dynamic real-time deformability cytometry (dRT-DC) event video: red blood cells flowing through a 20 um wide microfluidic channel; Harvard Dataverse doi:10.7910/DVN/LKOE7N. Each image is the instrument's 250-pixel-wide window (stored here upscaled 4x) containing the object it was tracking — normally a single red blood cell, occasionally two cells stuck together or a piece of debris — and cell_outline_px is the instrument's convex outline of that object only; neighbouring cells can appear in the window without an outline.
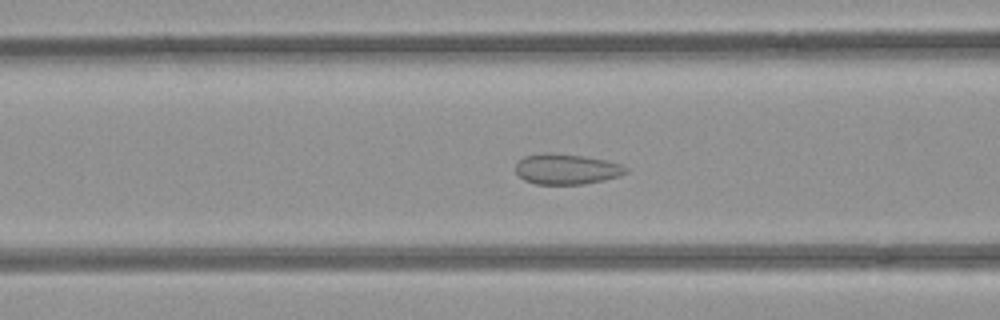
{"species": "common noctule bat (a hibernating species)", "species_latin": "Nyctalus noctula", "temperature_condition": "room temperature", "stored_images_in_passage": 53, "camera_frame_rate_fps": 3000, "um_per_image_px": 0.085, "animal": {"sex": "female", "body_mass_g": 21.9}, "frame": {"image": 1, "passage_image": 20, "time_ms": 6.333, "image_size_px": [1000, 320], "cell_outline_px": [[628, 172], [620, 176], [604, 180], [584, 184], [536, 184], [524, 180], [516, 172], [516, 164], [524, 156], [544, 152], [548, 152], [580, 156], [608, 160], [620, 164], [628, 168]], "centroid_in_image_um": [48.17, 14.37], "position_along_channel_um": 118.4, "area_um2": 19.59}}
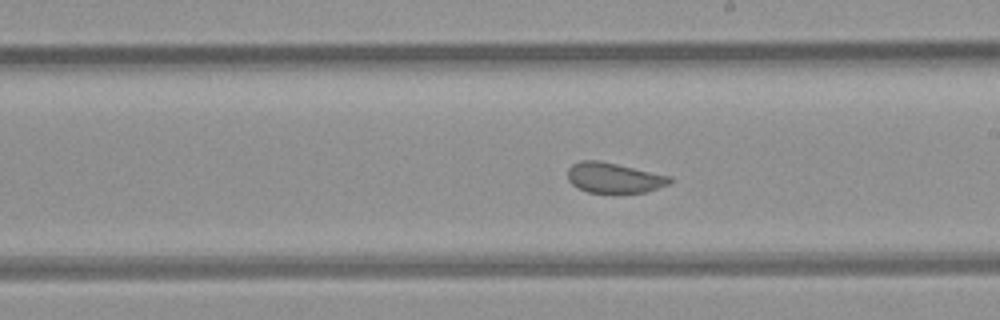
{"frame": {"image": 2, "passage_image": 29, "time_ms": 9.333, "image_size_px": [1000, 320], "cell_outline_px": [[672, 180], [668, 184], [648, 192], [588, 192], [572, 184], [568, 180], [568, 168], [572, 164], [580, 160], [600, 160], [672, 176]], "centroid_in_image_um": [52.2, 15.09], "position_along_channel_um": 236.8, "area_um2": 17.98}}
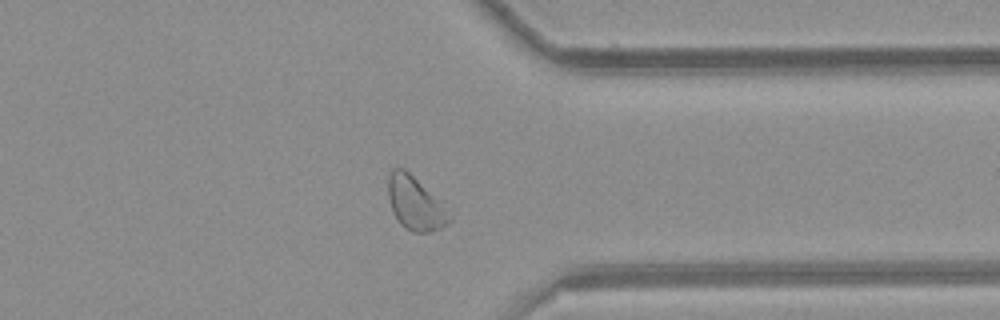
{"frame": {"image": 3, "passage_image": 40, "time_ms": 13.0, "image_size_px": [1000, 320], "cell_outline_px": [[452, 220], [448, 224], [440, 228], [428, 232], [412, 232], [404, 228], [400, 224], [392, 212], [388, 196], [388, 176], [392, 168], [404, 168], [452, 204]], "centroid_in_image_um": [35.42, 17.26], "position_along_channel_um": 376.0, "area_um2": 20.52}}